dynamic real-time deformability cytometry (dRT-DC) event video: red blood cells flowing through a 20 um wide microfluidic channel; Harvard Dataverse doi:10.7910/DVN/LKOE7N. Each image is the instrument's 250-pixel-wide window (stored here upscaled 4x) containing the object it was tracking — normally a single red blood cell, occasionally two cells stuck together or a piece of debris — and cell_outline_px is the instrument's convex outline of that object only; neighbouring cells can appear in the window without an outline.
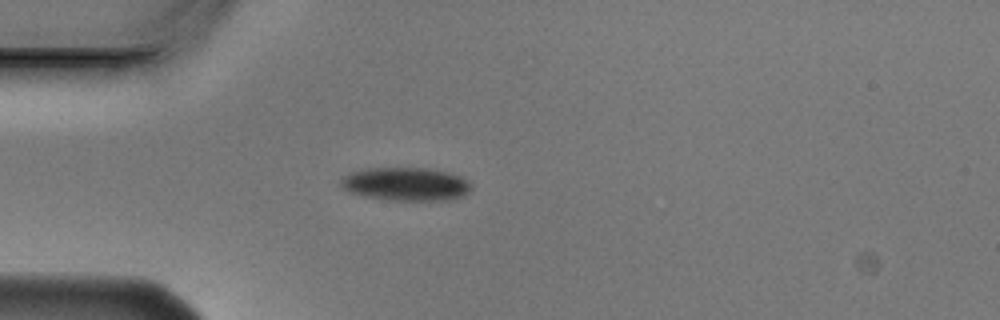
{"species": "Egyptian fruit bat (a non-hibernating species)", "species_latin": "Rousettus aegyptiacus", "temperature_condition": "cold", "stored_images_in_passage": 6, "camera_frame_rate_fps": 3000, "um_per_image_px": 0.085, "animal": {"sex": "male"}, "frame": {"image": 1, "passage_image": 5, "time_ms": 1.333, "image_size_px": [1000, 320], "cell_outline_px": [[472, 188], [468, 192], [460, 196], [444, 200], [396, 200], [364, 196], [352, 192], [344, 188], [340, 184], [340, 180], [344, 176], [352, 172], [364, 168], [428, 168], [448, 172], [460, 176], [468, 180], [472, 184]], "centroid_in_image_um": [34.52, 15.63], "position_along_channel_um": 50.5, "area_um2": 25.09}}